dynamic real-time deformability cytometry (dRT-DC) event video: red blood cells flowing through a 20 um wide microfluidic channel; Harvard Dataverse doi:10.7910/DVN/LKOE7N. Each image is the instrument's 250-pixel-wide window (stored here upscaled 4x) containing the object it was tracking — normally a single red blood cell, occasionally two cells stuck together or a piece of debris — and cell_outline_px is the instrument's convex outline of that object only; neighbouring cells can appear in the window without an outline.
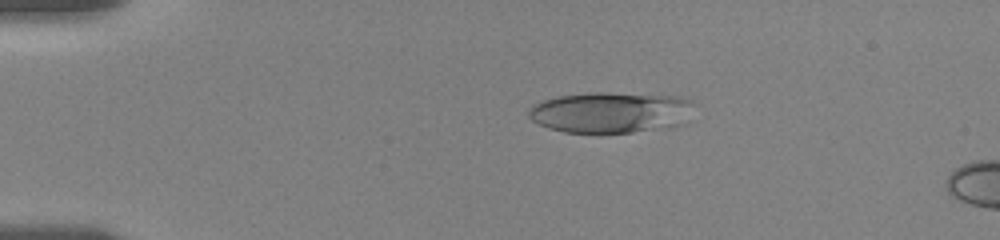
{"species": "human", "species_latin": "Homo sapiens", "temperature_condition": "room temperature", "stored_images_in_passage": 17, "camera_frame_rate_fps": 3000, "um_per_image_px": 0.085, "donor": {"sex": "female"}, "frame": {"image": 1, "passage_image": 12, "time_ms": 3.667, "image_size_px": [1000, 240], "cell_outline_px": [[692, 104], [660, 124], [648, 128], [632, 132], [564, 132], [548, 128], [532, 120], [528, 116], [528, 108], [532, 104], [556, 96], [588, 92], [608, 92], [680, 96], [692, 100]], "centroid_in_image_um": [51.51, 9.49], "position_along_channel_um": 33.5, "area_um2": 37.11}}